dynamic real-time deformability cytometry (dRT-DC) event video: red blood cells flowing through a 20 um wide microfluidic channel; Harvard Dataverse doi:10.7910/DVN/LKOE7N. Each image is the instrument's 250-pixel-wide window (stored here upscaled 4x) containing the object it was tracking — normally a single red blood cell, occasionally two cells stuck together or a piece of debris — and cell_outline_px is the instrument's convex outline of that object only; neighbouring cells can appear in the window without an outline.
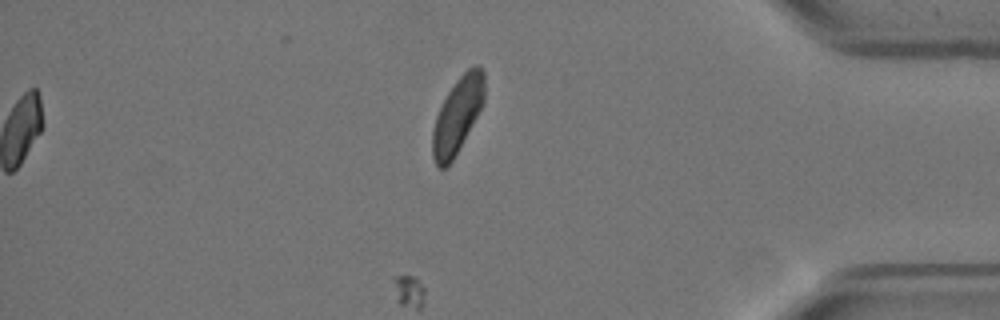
{"species": "Egyptian fruit bat (a non-hibernating species)", "species_latin": "Rousettus aegyptiacus", "temperature_condition": "warm", "stored_images_in_passage": 34, "camera_frame_rate_fps": 3000, "um_per_image_px": 0.085, "animal": {"sex": "female"}, "frame": {"image": 1, "passage_image": 34, "time_ms": 11.0, "image_size_px": [1000, 320], "cell_outline_px": [[484, 100], [476, 116], [448, 168], [440, 168], [436, 164], [432, 156], [432, 132], [436, 116], [448, 92], [456, 80], [472, 64], [480, 64], [484, 72]], "centroid_in_image_um": [38.88, 9.77], "position_along_channel_um": 396.3, "area_um2": 22.54}}